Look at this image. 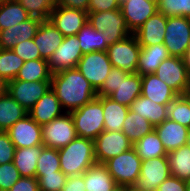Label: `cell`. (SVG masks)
I'll return each instance as SVG.
<instances>
[{
	"label": "cell",
	"mask_w": 190,
	"mask_h": 191,
	"mask_svg": "<svg viewBox=\"0 0 190 191\" xmlns=\"http://www.w3.org/2000/svg\"><path fill=\"white\" fill-rule=\"evenodd\" d=\"M141 158L134 148L120 153L104 163L118 187L128 188L139 178Z\"/></svg>",
	"instance_id": "cell-5"
},
{
	"label": "cell",
	"mask_w": 190,
	"mask_h": 191,
	"mask_svg": "<svg viewBox=\"0 0 190 191\" xmlns=\"http://www.w3.org/2000/svg\"><path fill=\"white\" fill-rule=\"evenodd\" d=\"M77 137L95 140L104 131L102 96L70 112Z\"/></svg>",
	"instance_id": "cell-3"
},
{
	"label": "cell",
	"mask_w": 190,
	"mask_h": 191,
	"mask_svg": "<svg viewBox=\"0 0 190 191\" xmlns=\"http://www.w3.org/2000/svg\"><path fill=\"white\" fill-rule=\"evenodd\" d=\"M51 76L48 60L36 59L25 61L18 75L13 80L51 81Z\"/></svg>",
	"instance_id": "cell-36"
},
{
	"label": "cell",
	"mask_w": 190,
	"mask_h": 191,
	"mask_svg": "<svg viewBox=\"0 0 190 191\" xmlns=\"http://www.w3.org/2000/svg\"><path fill=\"white\" fill-rule=\"evenodd\" d=\"M129 109L147 119L154 126L168 118V106L155 103L140 95L129 106Z\"/></svg>",
	"instance_id": "cell-27"
},
{
	"label": "cell",
	"mask_w": 190,
	"mask_h": 191,
	"mask_svg": "<svg viewBox=\"0 0 190 191\" xmlns=\"http://www.w3.org/2000/svg\"><path fill=\"white\" fill-rule=\"evenodd\" d=\"M83 176L86 191H115L118 188L104 164H94L83 173Z\"/></svg>",
	"instance_id": "cell-24"
},
{
	"label": "cell",
	"mask_w": 190,
	"mask_h": 191,
	"mask_svg": "<svg viewBox=\"0 0 190 191\" xmlns=\"http://www.w3.org/2000/svg\"><path fill=\"white\" fill-rule=\"evenodd\" d=\"M163 44L170 56L182 58L190 46V18L167 17Z\"/></svg>",
	"instance_id": "cell-8"
},
{
	"label": "cell",
	"mask_w": 190,
	"mask_h": 191,
	"mask_svg": "<svg viewBox=\"0 0 190 191\" xmlns=\"http://www.w3.org/2000/svg\"><path fill=\"white\" fill-rule=\"evenodd\" d=\"M141 88V75L138 73H128L125 77L121 78L117 89L108 97L119 104L129 107L141 95Z\"/></svg>",
	"instance_id": "cell-25"
},
{
	"label": "cell",
	"mask_w": 190,
	"mask_h": 191,
	"mask_svg": "<svg viewBox=\"0 0 190 191\" xmlns=\"http://www.w3.org/2000/svg\"><path fill=\"white\" fill-rule=\"evenodd\" d=\"M63 39L62 33L49 20L41 22L33 38L41 58L45 60H49L54 51L62 44Z\"/></svg>",
	"instance_id": "cell-23"
},
{
	"label": "cell",
	"mask_w": 190,
	"mask_h": 191,
	"mask_svg": "<svg viewBox=\"0 0 190 191\" xmlns=\"http://www.w3.org/2000/svg\"><path fill=\"white\" fill-rule=\"evenodd\" d=\"M8 82L0 77V97L4 96L7 93Z\"/></svg>",
	"instance_id": "cell-53"
},
{
	"label": "cell",
	"mask_w": 190,
	"mask_h": 191,
	"mask_svg": "<svg viewBox=\"0 0 190 191\" xmlns=\"http://www.w3.org/2000/svg\"><path fill=\"white\" fill-rule=\"evenodd\" d=\"M88 22L94 29L103 32L105 42L108 46L132 34L127 28L120 9L88 12Z\"/></svg>",
	"instance_id": "cell-4"
},
{
	"label": "cell",
	"mask_w": 190,
	"mask_h": 191,
	"mask_svg": "<svg viewBox=\"0 0 190 191\" xmlns=\"http://www.w3.org/2000/svg\"><path fill=\"white\" fill-rule=\"evenodd\" d=\"M120 9L119 0H90L88 12H100Z\"/></svg>",
	"instance_id": "cell-47"
},
{
	"label": "cell",
	"mask_w": 190,
	"mask_h": 191,
	"mask_svg": "<svg viewBox=\"0 0 190 191\" xmlns=\"http://www.w3.org/2000/svg\"><path fill=\"white\" fill-rule=\"evenodd\" d=\"M21 175L13 162L0 165V191H9Z\"/></svg>",
	"instance_id": "cell-43"
},
{
	"label": "cell",
	"mask_w": 190,
	"mask_h": 191,
	"mask_svg": "<svg viewBox=\"0 0 190 191\" xmlns=\"http://www.w3.org/2000/svg\"><path fill=\"white\" fill-rule=\"evenodd\" d=\"M9 191H39L36 177H20Z\"/></svg>",
	"instance_id": "cell-48"
},
{
	"label": "cell",
	"mask_w": 190,
	"mask_h": 191,
	"mask_svg": "<svg viewBox=\"0 0 190 191\" xmlns=\"http://www.w3.org/2000/svg\"><path fill=\"white\" fill-rule=\"evenodd\" d=\"M6 132L16 148L43 145L41 125L29 115L18 120Z\"/></svg>",
	"instance_id": "cell-15"
},
{
	"label": "cell",
	"mask_w": 190,
	"mask_h": 191,
	"mask_svg": "<svg viewBox=\"0 0 190 191\" xmlns=\"http://www.w3.org/2000/svg\"><path fill=\"white\" fill-rule=\"evenodd\" d=\"M186 145H188V146L190 147V129H189V131H188V136H187Z\"/></svg>",
	"instance_id": "cell-56"
},
{
	"label": "cell",
	"mask_w": 190,
	"mask_h": 191,
	"mask_svg": "<svg viewBox=\"0 0 190 191\" xmlns=\"http://www.w3.org/2000/svg\"><path fill=\"white\" fill-rule=\"evenodd\" d=\"M155 75L170 86L178 95H183L190 87V75L182 58L169 56L158 66Z\"/></svg>",
	"instance_id": "cell-12"
},
{
	"label": "cell",
	"mask_w": 190,
	"mask_h": 191,
	"mask_svg": "<svg viewBox=\"0 0 190 191\" xmlns=\"http://www.w3.org/2000/svg\"><path fill=\"white\" fill-rule=\"evenodd\" d=\"M125 1H126V0H119L120 4L123 3V2H125Z\"/></svg>",
	"instance_id": "cell-59"
},
{
	"label": "cell",
	"mask_w": 190,
	"mask_h": 191,
	"mask_svg": "<svg viewBox=\"0 0 190 191\" xmlns=\"http://www.w3.org/2000/svg\"><path fill=\"white\" fill-rule=\"evenodd\" d=\"M31 17L47 21L58 0H17Z\"/></svg>",
	"instance_id": "cell-38"
},
{
	"label": "cell",
	"mask_w": 190,
	"mask_h": 191,
	"mask_svg": "<svg viewBox=\"0 0 190 191\" xmlns=\"http://www.w3.org/2000/svg\"><path fill=\"white\" fill-rule=\"evenodd\" d=\"M64 37L76 35L88 22V13L67 7L56 6L48 19Z\"/></svg>",
	"instance_id": "cell-16"
},
{
	"label": "cell",
	"mask_w": 190,
	"mask_h": 191,
	"mask_svg": "<svg viewBox=\"0 0 190 191\" xmlns=\"http://www.w3.org/2000/svg\"><path fill=\"white\" fill-rule=\"evenodd\" d=\"M61 171L68 176L83 174L96 164L94 141L76 137L65 147L58 149Z\"/></svg>",
	"instance_id": "cell-2"
},
{
	"label": "cell",
	"mask_w": 190,
	"mask_h": 191,
	"mask_svg": "<svg viewBox=\"0 0 190 191\" xmlns=\"http://www.w3.org/2000/svg\"><path fill=\"white\" fill-rule=\"evenodd\" d=\"M128 73L120 68L112 67L110 73L103 82V85L97 90V96H109L116 89L121 81Z\"/></svg>",
	"instance_id": "cell-44"
},
{
	"label": "cell",
	"mask_w": 190,
	"mask_h": 191,
	"mask_svg": "<svg viewBox=\"0 0 190 191\" xmlns=\"http://www.w3.org/2000/svg\"><path fill=\"white\" fill-rule=\"evenodd\" d=\"M16 55L25 61L42 59L37 45L33 39L25 40L21 43H17L12 48Z\"/></svg>",
	"instance_id": "cell-45"
},
{
	"label": "cell",
	"mask_w": 190,
	"mask_h": 191,
	"mask_svg": "<svg viewBox=\"0 0 190 191\" xmlns=\"http://www.w3.org/2000/svg\"><path fill=\"white\" fill-rule=\"evenodd\" d=\"M104 130L121 131L129 107L113 101L108 96H102Z\"/></svg>",
	"instance_id": "cell-29"
},
{
	"label": "cell",
	"mask_w": 190,
	"mask_h": 191,
	"mask_svg": "<svg viewBox=\"0 0 190 191\" xmlns=\"http://www.w3.org/2000/svg\"><path fill=\"white\" fill-rule=\"evenodd\" d=\"M183 96L187 99L190 104V87L183 93Z\"/></svg>",
	"instance_id": "cell-55"
},
{
	"label": "cell",
	"mask_w": 190,
	"mask_h": 191,
	"mask_svg": "<svg viewBox=\"0 0 190 191\" xmlns=\"http://www.w3.org/2000/svg\"><path fill=\"white\" fill-rule=\"evenodd\" d=\"M44 145L16 148L13 163L21 177H36L37 161Z\"/></svg>",
	"instance_id": "cell-28"
},
{
	"label": "cell",
	"mask_w": 190,
	"mask_h": 191,
	"mask_svg": "<svg viewBox=\"0 0 190 191\" xmlns=\"http://www.w3.org/2000/svg\"><path fill=\"white\" fill-rule=\"evenodd\" d=\"M170 176L167 156L142 160L139 178L129 187V191H156Z\"/></svg>",
	"instance_id": "cell-6"
},
{
	"label": "cell",
	"mask_w": 190,
	"mask_h": 191,
	"mask_svg": "<svg viewBox=\"0 0 190 191\" xmlns=\"http://www.w3.org/2000/svg\"><path fill=\"white\" fill-rule=\"evenodd\" d=\"M186 191H190V180L186 181Z\"/></svg>",
	"instance_id": "cell-57"
},
{
	"label": "cell",
	"mask_w": 190,
	"mask_h": 191,
	"mask_svg": "<svg viewBox=\"0 0 190 191\" xmlns=\"http://www.w3.org/2000/svg\"><path fill=\"white\" fill-rule=\"evenodd\" d=\"M26 115H28V111L13 99L8 92L0 97V131L8 130Z\"/></svg>",
	"instance_id": "cell-30"
},
{
	"label": "cell",
	"mask_w": 190,
	"mask_h": 191,
	"mask_svg": "<svg viewBox=\"0 0 190 191\" xmlns=\"http://www.w3.org/2000/svg\"><path fill=\"white\" fill-rule=\"evenodd\" d=\"M61 191H86L83 174L68 176Z\"/></svg>",
	"instance_id": "cell-50"
},
{
	"label": "cell",
	"mask_w": 190,
	"mask_h": 191,
	"mask_svg": "<svg viewBox=\"0 0 190 191\" xmlns=\"http://www.w3.org/2000/svg\"><path fill=\"white\" fill-rule=\"evenodd\" d=\"M90 0H58L57 6L73 8L88 13Z\"/></svg>",
	"instance_id": "cell-51"
},
{
	"label": "cell",
	"mask_w": 190,
	"mask_h": 191,
	"mask_svg": "<svg viewBox=\"0 0 190 191\" xmlns=\"http://www.w3.org/2000/svg\"><path fill=\"white\" fill-rule=\"evenodd\" d=\"M51 89L66 113L79 109L97 97V91L77 68L53 73Z\"/></svg>",
	"instance_id": "cell-1"
},
{
	"label": "cell",
	"mask_w": 190,
	"mask_h": 191,
	"mask_svg": "<svg viewBox=\"0 0 190 191\" xmlns=\"http://www.w3.org/2000/svg\"><path fill=\"white\" fill-rule=\"evenodd\" d=\"M187 0H157L158 12L166 17L181 16L186 17Z\"/></svg>",
	"instance_id": "cell-42"
},
{
	"label": "cell",
	"mask_w": 190,
	"mask_h": 191,
	"mask_svg": "<svg viewBox=\"0 0 190 191\" xmlns=\"http://www.w3.org/2000/svg\"><path fill=\"white\" fill-rule=\"evenodd\" d=\"M133 148L141 160L167 156V151L155 130L135 142Z\"/></svg>",
	"instance_id": "cell-35"
},
{
	"label": "cell",
	"mask_w": 190,
	"mask_h": 191,
	"mask_svg": "<svg viewBox=\"0 0 190 191\" xmlns=\"http://www.w3.org/2000/svg\"><path fill=\"white\" fill-rule=\"evenodd\" d=\"M182 60L183 63L185 64L188 74L190 75V46L186 49V52L184 53Z\"/></svg>",
	"instance_id": "cell-52"
},
{
	"label": "cell",
	"mask_w": 190,
	"mask_h": 191,
	"mask_svg": "<svg viewBox=\"0 0 190 191\" xmlns=\"http://www.w3.org/2000/svg\"><path fill=\"white\" fill-rule=\"evenodd\" d=\"M170 174L178 179L190 180V147L183 145L167 153Z\"/></svg>",
	"instance_id": "cell-31"
},
{
	"label": "cell",
	"mask_w": 190,
	"mask_h": 191,
	"mask_svg": "<svg viewBox=\"0 0 190 191\" xmlns=\"http://www.w3.org/2000/svg\"><path fill=\"white\" fill-rule=\"evenodd\" d=\"M76 36L80 42L83 55L90 52L106 51L108 48L103 32L94 29L89 22L83 26Z\"/></svg>",
	"instance_id": "cell-34"
},
{
	"label": "cell",
	"mask_w": 190,
	"mask_h": 191,
	"mask_svg": "<svg viewBox=\"0 0 190 191\" xmlns=\"http://www.w3.org/2000/svg\"><path fill=\"white\" fill-rule=\"evenodd\" d=\"M42 20L31 17L25 22L0 31V49H12L17 43L33 39Z\"/></svg>",
	"instance_id": "cell-18"
},
{
	"label": "cell",
	"mask_w": 190,
	"mask_h": 191,
	"mask_svg": "<svg viewBox=\"0 0 190 191\" xmlns=\"http://www.w3.org/2000/svg\"><path fill=\"white\" fill-rule=\"evenodd\" d=\"M186 18H190V0L186 1Z\"/></svg>",
	"instance_id": "cell-54"
},
{
	"label": "cell",
	"mask_w": 190,
	"mask_h": 191,
	"mask_svg": "<svg viewBox=\"0 0 190 191\" xmlns=\"http://www.w3.org/2000/svg\"><path fill=\"white\" fill-rule=\"evenodd\" d=\"M154 130L162 141L167 153L186 145L189 128L169 118L156 125Z\"/></svg>",
	"instance_id": "cell-22"
},
{
	"label": "cell",
	"mask_w": 190,
	"mask_h": 191,
	"mask_svg": "<svg viewBox=\"0 0 190 191\" xmlns=\"http://www.w3.org/2000/svg\"><path fill=\"white\" fill-rule=\"evenodd\" d=\"M23 63L24 60L12 49H0V77L6 82L16 78Z\"/></svg>",
	"instance_id": "cell-37"
},
{
	"label": "cell",
	"mask_w": 190,
	"mask_h": 191,
	"mask_svg": "<svg viewBox=\"0 0 190 191\" xmlns=\"http://www.w3.org/2000/svg\"><path fill=\"white\" fill-rule=\"evenodd\" d=\"M61 171L58 149L43 147L37 161L36 174H55Z\"/></svg>",
	"instance_id": "cell-40"
},
{
	"label": "cell",
	"mask_w": 190,
	"mask_h": 191,
	"mask_svg": "<svg viewBox=\"0 0 190 191\" xmlns=\"http://www.w3.org/2000/svg\"><path fill=\"white\" fill-rule=\"evenodd\" d=\"M39 191H61L64 187L67 176L62 171L55 174H36Z\"/></svg>",
	"instance_id": "cell-41"
},
{
	"label": "cell",
	"mask_w": 190,
	"mask_h": 191,
	"mask_svg": "<svg viewBox=\"0 0 190 191\" xmlns=\"http://www.w3.org/2000/svg\"><path fill=\"white\" fill-rule=\"evenodd\" d=\"M42 141L45 147L60 149L68 145L76 137L74 121L70 113L41 125Z\"/></svg>",
	"instance_id": "cell-7"
},
{
	"label": "cell",
	"mask_w": 190,
	"mask_h": 191,
	"mask_svg": "<svg viewBox=\"0 0 190 191\" xmlns=\"http://www.w3.org/2000/svg\"><path fill=\"white\" fill-rule=\"evenodd\" d=\"M169 56L164 44L141 47L137 64V73L141 76L155 73L162 61Z\"/></svg>",
	"instance_id": "cell-26"
},
{
	"label": "cell",
	"mask_w": 190,
	"mask_h": 191,
	"mask_svg": "<svg viewBox=\"0 0 190 191\" xmlns=\"http://www.w3.org/2000/svg\"><path fill=\"white\" fill-rule=\"evenodd\" d=\"M115 191H128V188L118 187Z\"/></svg>",
	"instance_id": "cell-58"
},
{
	"label": "cell",
	"mask_w": 190,
	"mask_h": 191,
	"mask_svg": "<svg viewBox=\"0 0 190 191\" xmlns=\"http://www.w3.org/2000/svg\"><path fill=\"white\" fill-rule=\"evenodd\" d=\"M133 148V143L122 131H103L94 140L95 159L104 164L109 159Z\"/></svg>",
	"instance_id": "cell-11"
},
{
	"label": "cell",
	"mask_w": 190,
	"mask_h": 191,
	"mask_svg": "<svg viewBox=\"0 0 190 191\" xmlns=\"http://www.w3.org/2000/svg\"><path fill=\"white\" fill-rule=\"evenodd\" d=\"M127 28L133 34L157 11V0H126L120 4Z\"/></svg>",
	"instance_id": "cell-17"
},
{
	"label": "cell",
	"mask_w": 190,
	"mask_h": 191,
	"mask_svg": "<svg viewBox=\"0 0 190 191\" xmlns=\"http://www.w3.org/2000/svg\"><path fill=\"white\" fill-rule=\"evenodd\" d=\"M29 18L30 14L17 0L0 2V31L25 22Z\"/></svg>",
	"instance_id": "cell-33"
},
{
	"label": "cell",
	"mask_w": 190,
	"mask_h": 191,
	"mask_svg": "<svg viewBox=\"0 0 190 191\" xmlns=\"http://www.w3.org/2000/svg\"><path fill=\"white\" fill-rule=\"evenodd\" d=\"M82 56L83 54L77 36H66L62 44L48 60L50 72L53 74L61 70L76 68Z\"/></svg>",
	"instance_id": "cell-14"
},
{
	"label": "cell",
	"mask_w": 190,
	"mask_h": 191,
	"mask_svg": "<svg viewBox=\"0 0 190 191\" xmlns=\"http://www.w3.org/2000/svg\"><path fill=\"white\" fill-rule=\"evenodd\" d=\"M154 128L155 126L147 119L129 109L121 131L125 133L129 140L134 144L146 134L151 133Z\"/></svg>",
	"instance_id": "cell-32"
},
{
	"label": "cell",
	"mask_w": 190,
	"mask_h": 191,
	"mask_svg": "<svg viewBox=\"0 0 190 191\" xmlns=\"http://www.w3.org/2000/svg\"><path fill=\"white\" fill-rule=\"evenodd\" d=\"M97 91L112 69L106 51L84 54L76 67Z\"/></svg>",
	"instance_id": "cell-10"
},
{
	"label": "cell",
	"mask_w": 190,
	"mask_h": 191,
	"mask_svg": "<svg viewBox=\"0 0 190 191\" xmlns=\"http://www.w3.org/2000/svg\"><path fill=\"white\" fill-rule=\"evenodd\" d=\"M16 147L6 131H0V165L13 162Z\"/></svg>",
	"instance_id": "cell-46"
},
{
	"label": "cell",
	"mask_w": 190,
	"mask_h": 191,
	"mask_svg": "<svg viewBox=\"0 0 190 191\" xmlns=\"http://www.w3.org/2000/svg\"><path fill=\"white\" fill-rule=\"evenodd\" d=\"M141 46L134 34L108 46L106 52L112 67L127 73H137V64Z\"/></svg>",
	"instance_id": "cell-9"
},
{
	"label": "cell",
	"mask_w": 190,
	"mask_h": 191,
	"mask_svg": "<svg viewBox=\"0 0 190 191\" xmlns=\"http://www.w3.org/2000/svg\"><path fill=\"white\" fill-rule=\"evenodd\" d=\"M142 88L141 95L162 105H169L178 94L159 79L155 73L141 76Z\"/></svg>",
	"instance_id": "cell-21"
},
{
	"label": "cell",
	"mask_w": 190,
	"mask_h": 191,
	"mask_svg": "<svg viewBox=\"0 0 190 191\" xmlns=\"http://www.w3.org/2000/svg\"><path fill=\"white\" fill-rule=\"evenodd\" d=\"M168 118L190 129V104L183 95L168 105Z\"/></svg>",
	"instance_id": "cell-39"
},
{
	"label": "cell",
	"mask_w": 190,
	"mask_h": 191,
	"mask_svg": "<svg viewBox=\"0 0 190 191\" xmlns=\"http://www.w3.org/2000/svg\"><path fill=\"white\" fill-rule=\"evenodd\" d=\"M50 88L51 81L12 80L8 82L7 92L29 111Z\"/></svg>",
	"instance_id": "cell-13"
},
{
	"label": "cell",
	"mask_w": 190,
	"mask_h": 191,
	"mask_svg": "<svg viewBox=\"0 0 190 191\" xmlns=\"http://www.w3.org/2000/svg\"><path fill=\"white\" fill-rule=\"evenodd\" d=\"M156 191H186V181L170 176L157 187Z\"/></svg>",
	"instance_id": "cell-49"
},
{
	"label": "cell",
	"mask_w": 190,
	"mask_h": 191,
	"mask_svg": "<svg viewBox=\"0 0 190 191\" xmlns=\"http://www.w3.org/2000/svg\"><path fill=\"white\" fill-rule=\"evenodd\" d=\"M66 113L54 91L50 88L28 111V115L43 125Z\"/></svg>",
	"instance_id": "cell-20"
},
{
	"label": "cell",
	"mask_w": 190,
	"mask_h": 191,
	"mask_svg": "<svg viewBox=\"0 0 190 191\" xmlns=\"http://www.w3.org/2000/svg\"><path fill=\"white\" fill-rule=\"evenodd\" d=\"M166 24L167 17L157 11L133 34L136 36L141 47L163 44Z\"/></svg>",
	"instance_id": "cell-19"
}]
</instances>
